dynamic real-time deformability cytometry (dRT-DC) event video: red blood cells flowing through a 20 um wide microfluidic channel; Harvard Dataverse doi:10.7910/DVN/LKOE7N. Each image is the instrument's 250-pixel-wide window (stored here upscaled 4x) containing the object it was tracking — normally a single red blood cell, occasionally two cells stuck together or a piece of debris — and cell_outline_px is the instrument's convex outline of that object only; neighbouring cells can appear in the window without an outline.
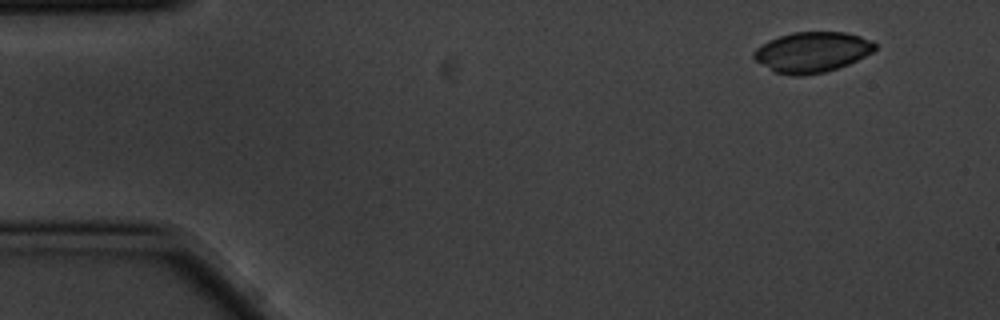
{"species": "common noctule bat (a hibernating species)", "species_latin": "Nyctalus noctula", "temperature_condition": "cold", "stored_images_in_passage": 9, "camera_frame_rate_fps": 3000, "um_per_image_px": 0.085, "animal": {"sex": "male", "body_mass_g": 20.1, "forearm_length_mm": 53.5}, "frame": {"image": 1, "passage_image": 1, "time_ms": 0.0, "image_size_px": [1000, 320], "cell_outline_px": [[876, 48], [872, 52], [848, 64], [824, 72], [804, 76], [796, 76], [776, 72], [756, 60], [752, 56], [752, 52], [756, 48], [768, 40], [792, 32], [844, 32], [860, 36], [872, 40], [876, 44]], "centroid_in_image_um": [69.02, 4.42], "position_along_channel_um": 16.0, "area_um2": 28.32}}
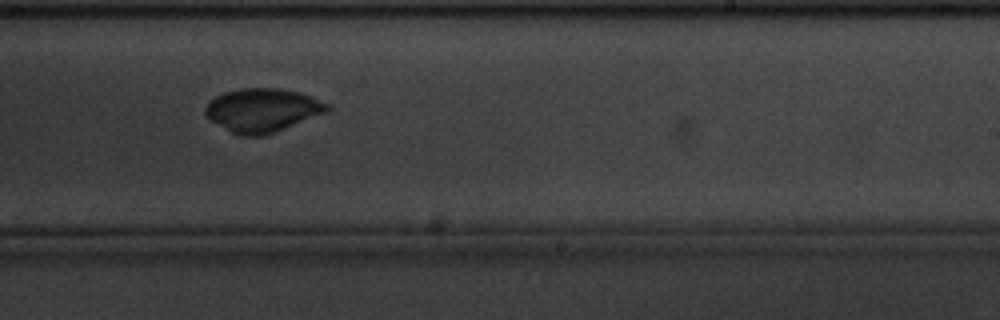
{"frame": {"image": 2, "passage_image": 9, "time_ms": 2.667, "image_size_px": [1000, 320], "cell_outline_px": [[332, 108], [328, 112], [284, 128], [260, 136], [240, 136], [208, 120], [204, 112], [204, 108], [208, 100], [224, 92], [240, 88], [276, 88], [300, 92], [312, 96], [328, 104]], "centroid_in_image_um": [22.28, 9.35], "position_along_channel_um": 266.7, "area_um2": 31.04}}